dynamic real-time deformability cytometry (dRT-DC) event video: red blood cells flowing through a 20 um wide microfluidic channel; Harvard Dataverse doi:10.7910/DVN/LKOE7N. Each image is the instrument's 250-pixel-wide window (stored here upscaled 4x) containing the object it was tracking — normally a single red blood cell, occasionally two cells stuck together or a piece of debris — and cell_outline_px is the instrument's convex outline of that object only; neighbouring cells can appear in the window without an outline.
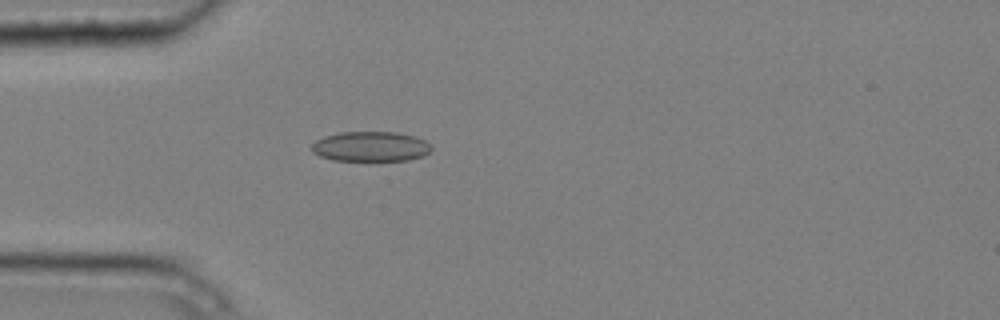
{"species": "common noctule bat (a hibernating species)", "species_latin": "Nyctalus noctula", "temperature_condition": "cold", "stored_images_in_passage": 3, "camera_frame_rate_fps": 3000, "um_per_image_px": 0.085, "animal": {"sex": "male", "body_mass_g": 20.4}, "frame": {"image": 1, "passage_image": 3, "time_ms": 0.667, "image_size_px": [1000, 320], "cell_outline_px": [[432, 148], [424, 156], [408, 160], [332, 160], [320, 156], [312, 152], [312, 144], [316, 140], [324, 136], [340, 132], [396, 132], [416, 136], [432, 144]], "centroid_in_image_um": [31.52, 12.44], "position_along_channel_um": 53.5, "area_um2": 20.98}}